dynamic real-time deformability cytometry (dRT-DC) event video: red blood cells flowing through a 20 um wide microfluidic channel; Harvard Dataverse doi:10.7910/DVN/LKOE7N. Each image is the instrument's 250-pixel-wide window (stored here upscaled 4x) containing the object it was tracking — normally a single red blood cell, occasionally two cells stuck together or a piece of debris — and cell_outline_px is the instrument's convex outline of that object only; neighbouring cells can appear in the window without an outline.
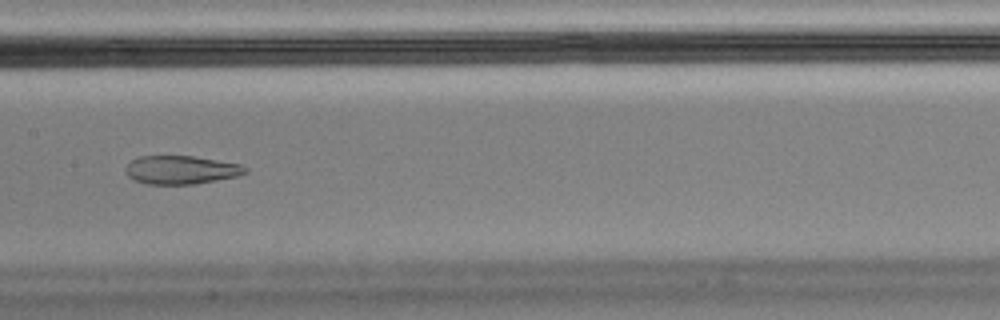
{"species": "Egyptian fruit bat (a non-hibernating species)", "species_latin": "Rousettus aegyptiacus", "temperature_condition": "cold", "stored_images_in_passage": 53, "camera_frame_rate_fps": 3000, "um_per_image_px": 0.085, "animal": {"sex": "male"}, "frame": {"image": 1, "passage_image": 23, "time_ms": 7.333, "image_size_px": [1000, 320], "cell_outline_px": [[248, 172], [240, 176], [192, 184], [148, 184], [136, 180], [128, 176], [124, 168], [132, 160], [140, 156], [192, 156], [240, 164], [248, 168]], "centroid_in_image_um": [15.41, 14.44], "position_along_channel_um": 192.0, "area_um2": 19.71}, "authors_computed_cell_mechanics": {"area_um2": 22.1952, "velocity_mm_per_s": 3.4866, "shape_relaxation_time_tau1_ms": null, "shape_relaxation_time_tau2_ms": 2.1229, "deformation_change_tau1": null, "deformation_change_tau2": 0.0904}}